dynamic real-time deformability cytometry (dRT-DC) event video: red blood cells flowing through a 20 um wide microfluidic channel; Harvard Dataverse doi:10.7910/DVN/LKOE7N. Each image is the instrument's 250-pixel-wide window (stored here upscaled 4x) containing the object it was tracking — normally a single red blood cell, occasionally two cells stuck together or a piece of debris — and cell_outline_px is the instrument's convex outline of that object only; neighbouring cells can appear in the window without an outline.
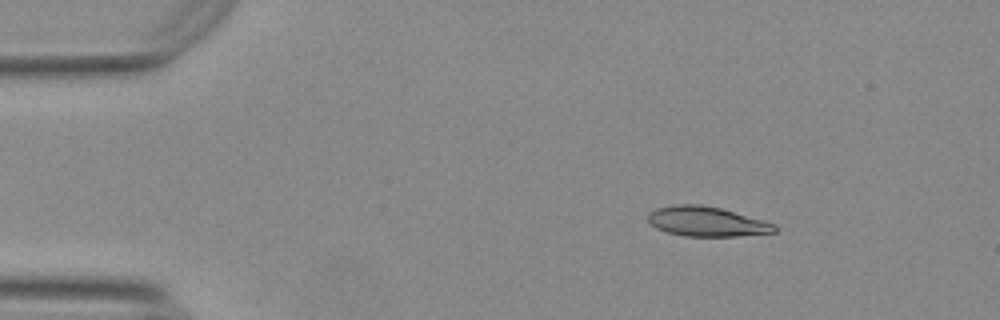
{"species": "Egyptian fruit bat (a non-hibernating species)", "species_latin": "Rousettus aegyptiacus", "temperature_condition": "warm", "stored_images_in_passage": 51, "camera_frame_rate_fps": 3000, "um_per_image_px": 0.085, "animal": {"sex": "female"}, "frame": {"image": 1, "passage_image": 8, "time_ms": 2.333, "image_size_px": [1000, 320], "cell_outline_px": [[776, 232], [736, 236], [684, 236], [668, 232], [656, 228], [648, 220], [648, 212], [656, 208], [676, 204], [696, 204], [720, 208], [764, 220], [776, 224]], "centroid_in_image_um": [60.06, 18.83], "position_along_channel_um": 24.9, "area_um2": 21.85}}
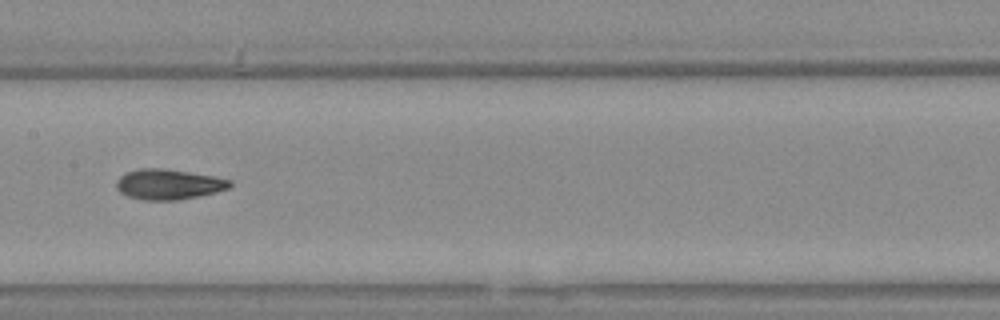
{"frame": {"image": 2, "passage_image": 24, "time_ms": 7.667, "image_size_px": [1000, 320], "cell_outline_px": [[232, 184], [228, 188], [216, 192], [176, 200], [140, 200], [128, 196], [120, 192], [116, 188], [116, 180], [124, 172], [140, 168], [164, 168], [216, 176], [232, 180]], "centroid_in_image_um": [14.3, 15.65], "position_along_channel_um": 193.1, "area_um2": 20.23}}
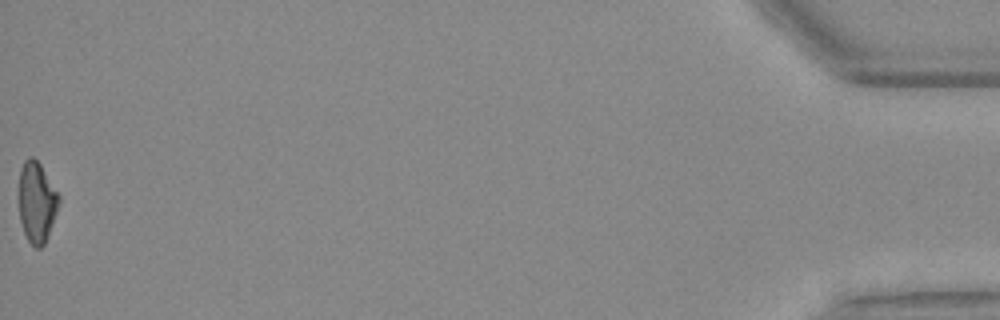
{"frame": {"image": 3, "passage_image": 51, "time_ms": 16.667, "image_size_px": [1000, 320], "cell_outline_px": [[60, 200], [48, 236], [44, 244], [40, 248], [36, 248], [28, 240], [24, 232], [20, 220], [16, 196], [20, 168], [24, 160], [28, 156], [32, 156], [40, 164], [60, 196]], "centroid_in_image_um": [3.07, 17.15], "position_along_channel_um": 432.1, "area_um2": 19.25}, "authors_computed_cell_mechanics": {"area_um2": 19.8832, "velocity_mm_per_s": 3.7749, "shape_relaxation_time_tau1_ms": null, "shape_relaxation_time_tau2_ms": 2.0729, "deformation_change_tau1": null, "deformation_change_tau2": 0.0652}}